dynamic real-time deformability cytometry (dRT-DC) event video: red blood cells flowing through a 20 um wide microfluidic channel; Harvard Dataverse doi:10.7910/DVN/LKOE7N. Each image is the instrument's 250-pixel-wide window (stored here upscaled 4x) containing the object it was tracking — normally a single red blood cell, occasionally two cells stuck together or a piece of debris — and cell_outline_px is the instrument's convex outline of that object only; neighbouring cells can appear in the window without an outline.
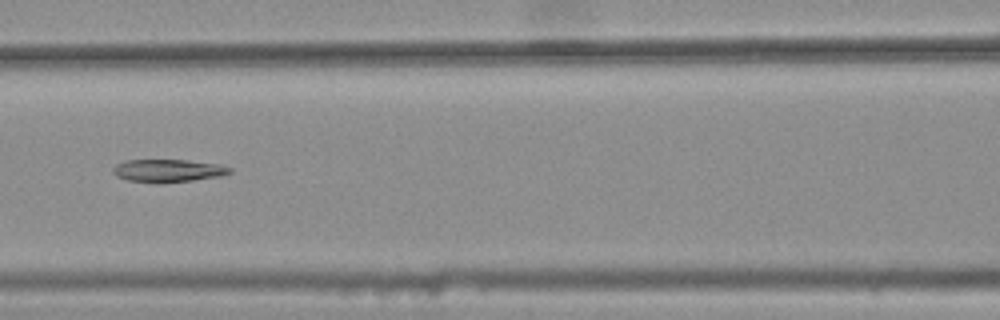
{"species": "common noctule bat (a hibernating species)", "species_latin": "Nyctalus noctula", "temperature_condition": "warm", "stored_images_in_passage": 41, "segment_of_instrument_passage": [2, 2], "camera_frame_rate_fps": 3000, "um_per_image_px": 0.085, "animal": {"sex": "female", "body_mass_g": 25.1}, "frame": {"image": 1, "passage_image": 18, "time_ms": 5.667, "image_size_px": [1000, 320], "cell_outline_px": [[232, 172], [220, 176], [192, 180], [128, 180], [116, 176], [112, 172], [112, 168], [116, 164], [128, 160], [188, 160], [220, 164], [232, 168]], "centroid_in_image_um": [14.32, 14.45], "position_along_channel_um": 152.3, "area_um2": 14.74}}
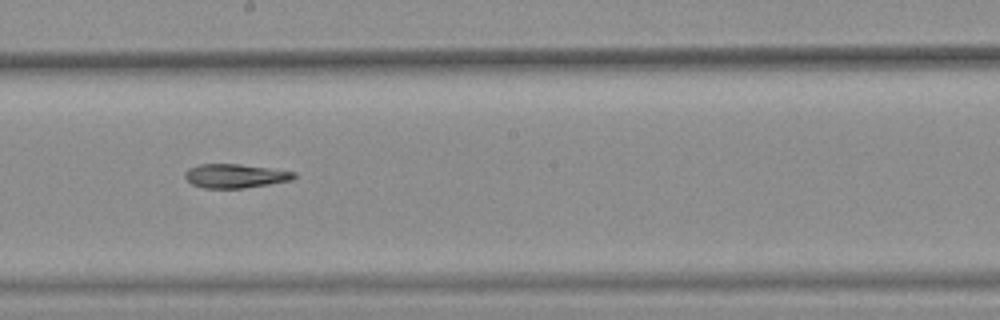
{"frame": {"image": 2, "passage_image": 24, "time_ms": 7.667, "image_size_px": [1000, 320], "cell_outline_px": [[296, 176], [292, 180], [244, 188], [204, 188], [192, 184], [184, 176], [184, 172], [188, 168], [200, 164], [240, 164], [296, 172]], "centroid_in_image_um": [19.97, 14.95], "position_along_channel_um": 228.2, "area_um2": 15.14}}
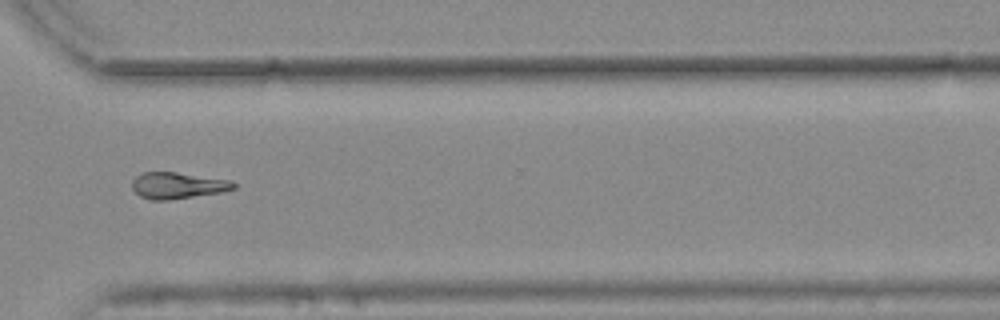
{"frame": {"image": 3, "passage_image": 34, "time_ms": 11.0, "image_size_px": [1000, 320], "cell_outline_px": [[236, 188], [224, 192], [168, 200], [152, 200], [140, 196], [132, 188], [132, 180], [136, 176], [144, 172], [176, 172], [232, 180], [236, 184]], "centroid_in_image_um": [15.14, 15.76], "position_along_channel_um": 355.5, "area_um2": 15.72}}